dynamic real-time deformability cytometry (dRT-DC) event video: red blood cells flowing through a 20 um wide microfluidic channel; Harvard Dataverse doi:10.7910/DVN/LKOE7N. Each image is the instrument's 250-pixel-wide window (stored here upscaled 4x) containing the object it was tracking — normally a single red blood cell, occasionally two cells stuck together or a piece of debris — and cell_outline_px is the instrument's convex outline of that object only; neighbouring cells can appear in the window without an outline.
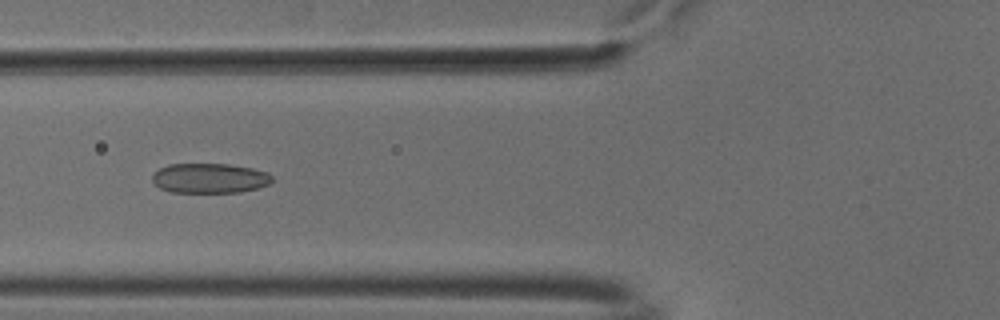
{"species": "common noctule bat (a hibernating species)", "species_latin": "Nyctalus noctula", "temperature_condition": "cold", "stored_images_in_passage": 35, "camera_frame_rate_fps": 3000, "um_per_image_px": 0.085, "animal": {"sex": "male", "body_mass_g": 18.8}, "frame": {"image": 1, "passage_image": 8, "time_ms": 2.333, "image_size_px": [1000, 320], "cell_outline_px": [[272, 180], [268, 184], [256, 188], [240, 192], [172, 192], [160, 188], [152, 184], [152, 176], [160, 168], [168, 164], [228, 164], [252, 168], [268, 172], [272, 176]], "centroid_in_image_um": [17.8, 15.14], "position_along_channel_um": 108.0, "area_um2": 20.81}}
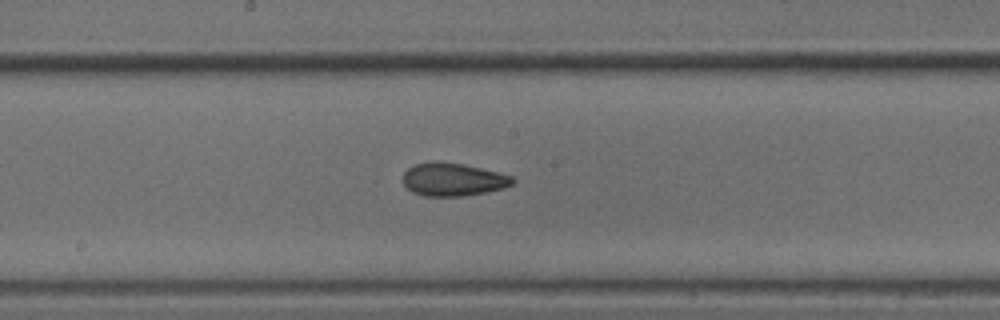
{"frame": {"image": 2, "passage_image": 16, "time_ms": 5.0, "image_size_px": [1000, 320], "cell_outline_px": [[516, 180], [512, 184], [504, 188], [488, 192], [464, 196], [424, 196], [412, 192], [404, 184], [404, 172], [408, 168], [416, 164], [428, 160], [432, 160], [464, 164], [512, 176]], "centroid_in_image_um": [38.5, 15.25], "position_along_channel_um": 209.7, "area_um2": 21.21}}
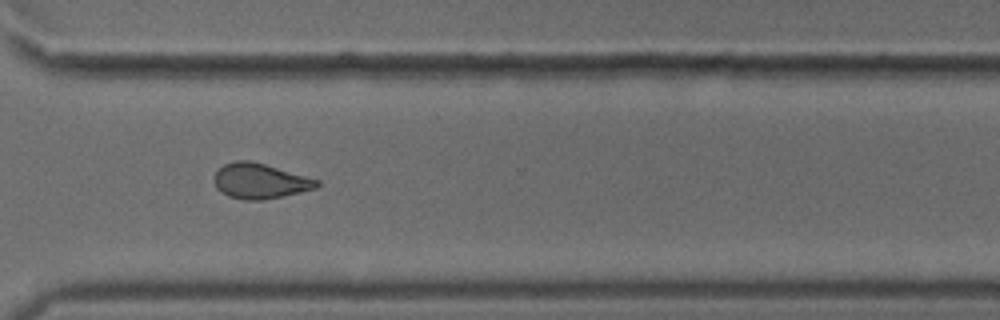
{"frame": {"image": 3, "passage_image": 27, "time_ms": 8.667, "image_size_px": [1000, 320], "cell_outline_px": [[320, 184], [316, 188], [300, 192], [264, 200], [244, 200], [228, 196], [220, 192], [216, 188], [212, 180], [212, 176], [224, 164], [236, 160], [248, 160], [264, 164], [320, 180]], "centroid_in_image_um": [22.05, 15.39], "position_along_channel_um": 348.5, "area_um2": 21.15}, "authors_computed_cell_mechanics": {"area_um2": 20.6924, "velocity_mm_per_s": 3.7951, "shape_relaxation_time_tau1_ms": 9.0301, "shape_relaxation_time_tau2_ms": 2.4061, "deformation_change_tau1": 0.1727, "deformation_change_tau2": 0.0899}}